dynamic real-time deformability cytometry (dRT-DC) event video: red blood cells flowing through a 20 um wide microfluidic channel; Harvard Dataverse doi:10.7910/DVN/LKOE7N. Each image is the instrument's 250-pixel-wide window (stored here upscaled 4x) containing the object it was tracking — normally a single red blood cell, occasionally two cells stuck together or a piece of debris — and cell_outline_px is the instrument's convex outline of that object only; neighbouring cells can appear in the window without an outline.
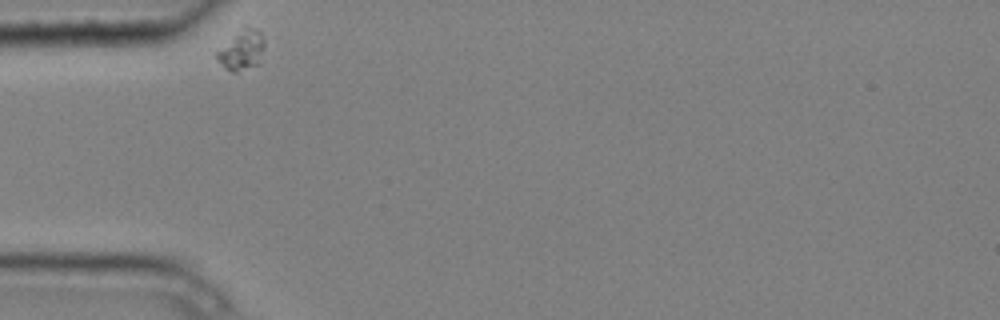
{"species": "common noctule bat (a hibernating species)", "species_latin": "Nyctalus noctula", "temperature_condition": "cold", "stored_images_in_passage": 2, "camera_frame_rate_fps": 3000, "um_per_image_px": 0.085, "animal": {"sex": "male", "body_mass_g": 20.4}, "frame": {"image": 1, "passage_image": 1, "time_ms": 0.0, "image_size_px": [1000, 320], "cell_outline_px": [[264, 48], [260, 64], [236, 72], [232, 72], [216, 56], [216, 52], [244, 24], [256, 28], [260, 32], [264, 40]], "centroid_in_image_um": [20.61, 4.2], "position_along_channel_um": 64.4, "area_um2": 11.04}}